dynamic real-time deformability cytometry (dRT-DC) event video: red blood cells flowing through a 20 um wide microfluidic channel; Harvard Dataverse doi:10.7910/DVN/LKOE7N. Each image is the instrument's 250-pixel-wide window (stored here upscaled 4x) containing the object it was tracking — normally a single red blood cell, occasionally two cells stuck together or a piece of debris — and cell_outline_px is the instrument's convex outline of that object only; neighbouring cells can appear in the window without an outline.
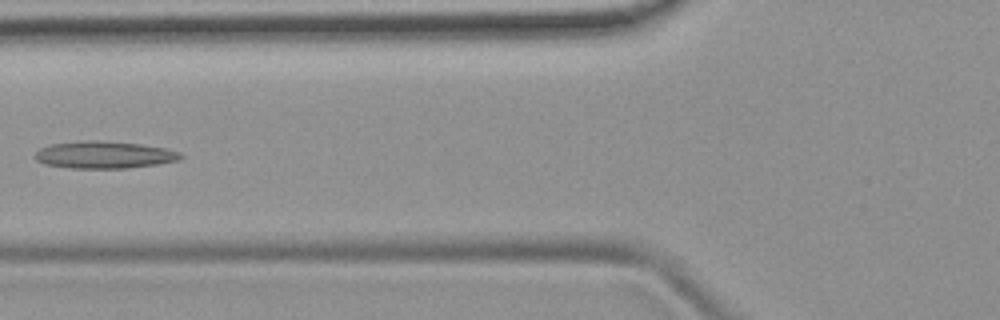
{"species": "common noctule bat (a hibernating species)", "species_latin": "Nyctalus noctula", "temperature_condition": "room temperature", "stored_images_in_passage": 6, "camera_frame_rate_fps": 3000, "um_per_image_px": 0.085, "animal": {"sex": "female", "body_mass_g": 19.9}, "frame": {"image": 1, "passage_image": 5, "time_ms": 4.667, "image_size_px": [1000, 320], "cell_outline_px": [[184, 156], [180, 160], [156, 164], [124, 168], [72, 168], [44, 164], [36, 160], [36, 152], [40, 148], [52, 144], [84, 140], [96, 140], [140, 144], [168, 148], [180, 152]], "centroid_in_image_um": [8.89, 13.15], "position_along_channel_um": 116.9, "area_um2": 23.0}}
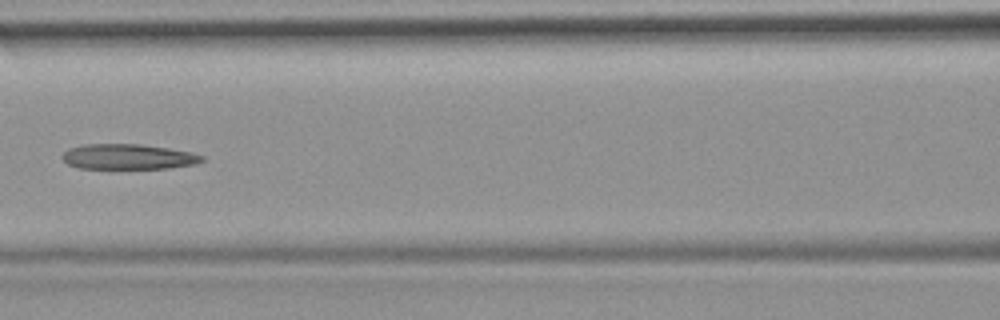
{"frame": {"image": 2, "passage_image": 6, "time_ms": 5.667, "image_size_px": [1000, 320], "cell_outline_px": [[204, 160], [196, 164], [168, 168], [80, 168], [68, 164], [60, 156], [68, 148], [84, 144], [140, 144], [168, 148], [192, 152], [204, 156]], "centroid_in_image_um": [10.9, 13.31], "position_along_channel_um": 155.7, "area_um2": 20.58}}